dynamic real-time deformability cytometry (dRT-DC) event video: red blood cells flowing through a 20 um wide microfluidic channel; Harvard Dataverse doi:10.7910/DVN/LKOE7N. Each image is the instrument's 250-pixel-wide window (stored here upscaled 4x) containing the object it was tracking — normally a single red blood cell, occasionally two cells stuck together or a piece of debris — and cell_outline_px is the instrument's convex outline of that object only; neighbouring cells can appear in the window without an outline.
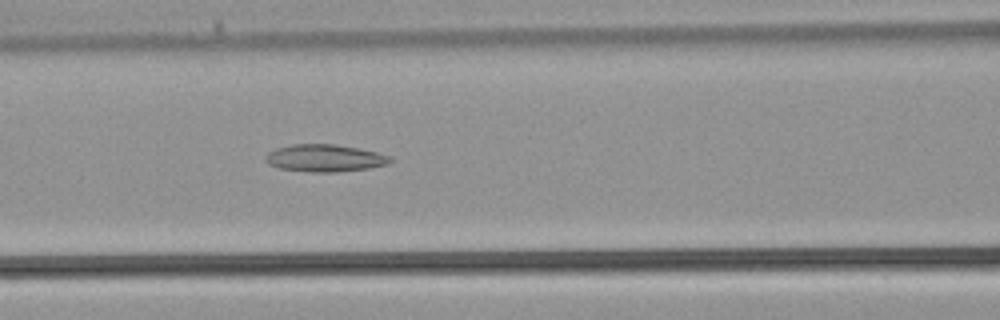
{"species": "common noctule bat (a hibernating species)", "species_latin": "Nyctalus noctula", "temperature_condition": "warm", "stored_images_in_passage": 32, "camera_frame_rate_fps": 3000, "um_per_image_px": 0.085, "animal": {"sex": "male", "body_mass_g": 21.5, "forearm_length_mm": 52.0}, "frame": {"image": 1, "passage_image": 10, "time_ms": 3.0, "image_size_px": [1000, 320], "cell_outline_px": [[392, 160], [388, 164], [372, 168], [336, 172], [312, 172], [280, 168], [268, 164], [264, 160], [268, 152], [276, 148], [292, 144], [336, 144], [360, 148], [376, 152], [388, 156]], "centroid_in_image_um": [27.6, 13.43], "position_along_channel_um": 139.0, "area_um2": 19.88}}
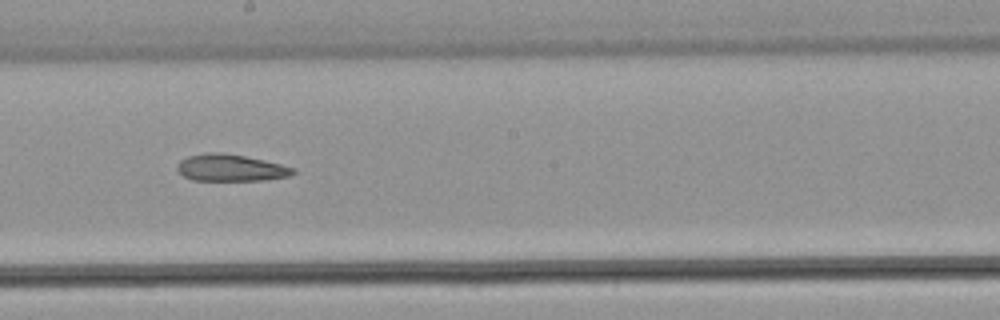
{"frame": {"image": 2, "passage_image": 15, "time_ms": 4.667, "image_size_px": [1000, 320], "cell_outline_px": [[296, 172], [288, 176], [264, 180], [192, 180], [184, 176], [176, 168], [180, 160], [188, 156], [208, 152], [224, 152], [264, 160], [296, 168]], "centroid_in_image_um": [19.61, 14.25], "position_along_channel_um": 228.6, "area_um2": 18.09}}
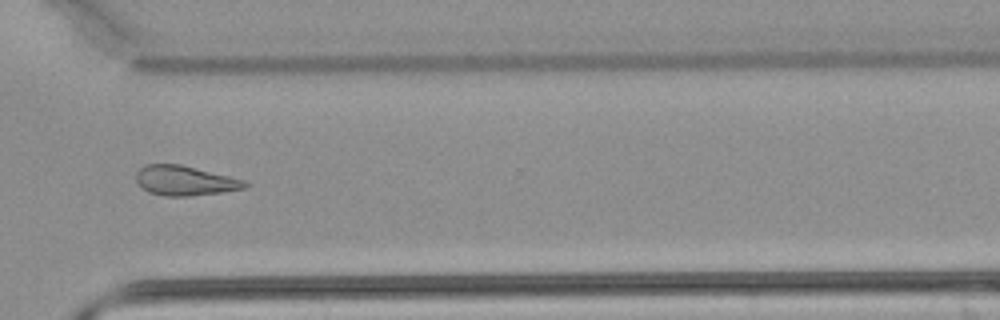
{"frame": {"image": 3, "passage_image": 22, "time_ms": 7.0, "image_size_px": [1000, 320], "cell_outline_px": [[248, 184], [244, 188], [220, 192], [188, 196], [164, 196], [148, 192], [136, 180], [136, 172], [144, 164], [180, 164], [244, 180]], "centroid_in_image_um": [15.67, 15.35], "position_along_channel_um": 354.9, "area_um2": 18.55}}